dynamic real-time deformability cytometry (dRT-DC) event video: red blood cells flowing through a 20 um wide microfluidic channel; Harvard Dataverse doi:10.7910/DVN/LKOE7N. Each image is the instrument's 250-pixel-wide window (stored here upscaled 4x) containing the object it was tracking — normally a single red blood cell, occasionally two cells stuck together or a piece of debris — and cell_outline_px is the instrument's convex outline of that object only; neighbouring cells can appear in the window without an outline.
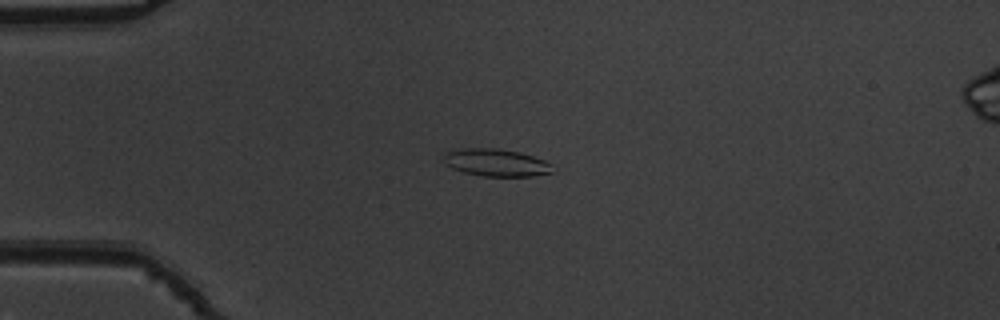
{"species": "common noctule bat (a hibernating species)", "species_latin": "Nyctalus noctula", "temperature_condition": "warm", "stored_images_in_passage": 42, "camera_frame_rate_fps": 3000, "um_per_image_px": 0.085, "animal": {"sex": "male", "body_mass_g": 19.5, "forearm_length_mm": 54.6}, "frame": {"image": 1, "passage_image": 2, "time_ms": 0.333, "image_size_px": [1000, 320], "cell_outline_px": [[556, 172], [536, 176], [484, 176], [464, 172], [452, 168], [444, 164], [444, 152], [460, 148], [496, 148], [516, 152], [532, 156], [544, 160], [552, 164]], "centroid_in_image_um": [42.18, 13.83], "position_along_channel_um": 42.8, "area_um2": 17.51}}
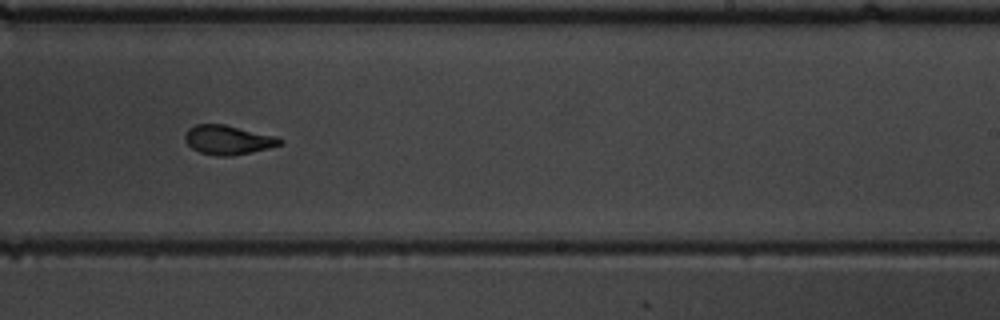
{"frame": {"image": 2, "passage_image": 22, "time_ms": 7.0, "image_size_px": [1000, 320], "cell_outline_px": [[284, 140], [280, 144], [268, 148], [252, 152], [232, 156], [216, 156], [200, 152], [192, 148], [184, 140], [184, 132], [188, 128], [196, 124], [224, 124], [276, 136]], "centroid_in_image_um": [19.35, 11.89], "position_along_channel_um": 269.7, "area_um2": 16.24}}
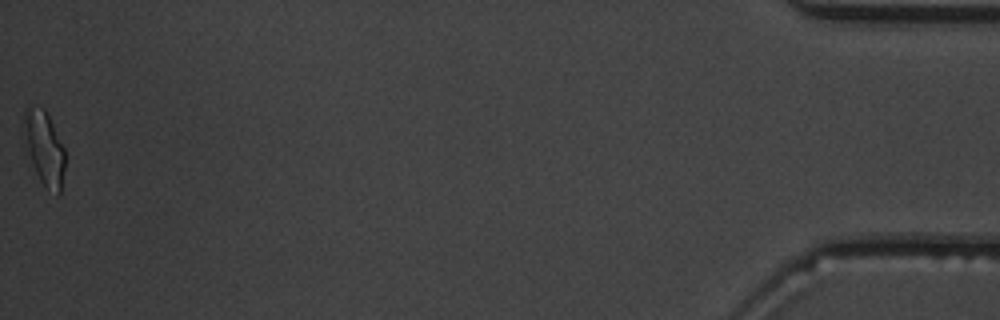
{"frame": {"image": 3, "passage_image": 42, "time_ms": 13.667, "image_size_px": [1000, 320], "cell_outline_px": [[64, 168], [60, 192], [56, 196], [40, 180], [36, 172], [32, 160], [28, 144], [24, 120], [24, 108], [44, 108], [64, 148]], "centroid_in_image_um": [3.82, 12.62], "position_along_channel_um": 431.4, "area_um2": 16.53}, "authors_computed_cell_mechanics": {"area_um2": 16.5019, "velocity_mm_per_s": 3.8188, "shape_relaxation_time_tau1_ms": 5.574, "shape_relaxation_time_tau2_ms": 1.7128, "deformation_change_tau1": 0.1909, "deformation_change_tau2": 0.0939}}